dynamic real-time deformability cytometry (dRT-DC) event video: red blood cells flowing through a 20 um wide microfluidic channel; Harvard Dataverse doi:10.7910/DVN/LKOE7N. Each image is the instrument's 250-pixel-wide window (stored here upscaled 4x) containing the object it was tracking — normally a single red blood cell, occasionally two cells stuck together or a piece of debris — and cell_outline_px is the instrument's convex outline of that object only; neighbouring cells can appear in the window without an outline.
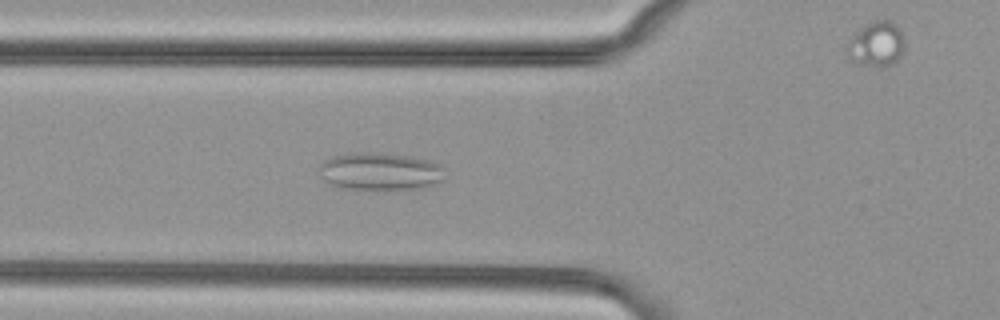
{"species": "common noctule bat (a hibernating species)", "species_latin": "Nyctalus noctula", "temperature_condition": "cold", "stored_images_in_passage": 51, "camera_frame_rate_fps": 3000, "um_per_image_px": 0.085, "animal": {"sex": "female", "body_mass_g": 29.2, "forearm_length_mm": 56.3}, "frame": {"image": 1, "passage_image": 20, "time_ms": 6.333, "image_size_px": [1000, 320], "cell_outline_px": [[444, 180], [436, 184], [424, 188], [336, 188], [324, 180], [320, 176], [320, 164], [324, 160], [332, 156], [348, 152], [368, 152], [408, 156], [428, 160], [440, 164], [444, 168]], "centroid_in_image_um": [32.3, 14.55], "position_along_channel_um": 93.5, "area_um2": 27.51}}
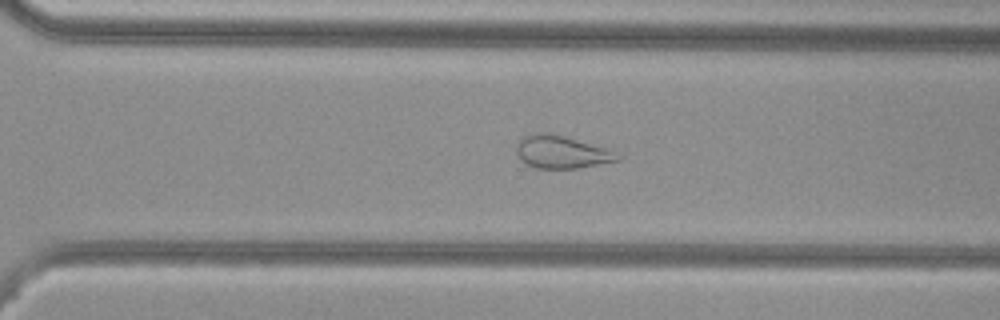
{"frame": {"image": 2, "passage_image": 38, "time_ms": 12.333, "image_size_px": [1000, 320], "cell_outline_px": [[624, 156], [620, 160], [576, 168], [536, 168], [524, 164], [520, 160], [516, 152], [516, 144], [524, 136], [540, 132], [544, 132], [564, 136], [604, 148]], "centroid_in_image_um": [47.69, 12.93], "position_along_channel_um": 322.9, "area_um2": 19.07}}
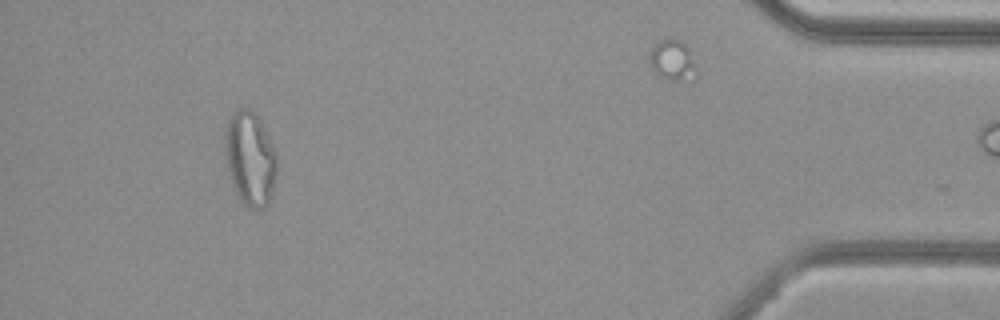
{"frame": {"image": 3, "passage_image": 50, "time_ms": 16.333, "image_size_px": [1000, 320], "cell_outline_px": [[276, 172], [272, 192], [268, 204], [264, 208], [248, 208], [240, 200], [232, 184], [224, 156], [224, 132], [228, 120], [232, 112], [240, 108], [248, 108], [260, 120], [276, 152]], "centroid_in_image_um": [21.23, 13.47], "position_along_channel_um": 414.0, "area_um2": 28.5}}